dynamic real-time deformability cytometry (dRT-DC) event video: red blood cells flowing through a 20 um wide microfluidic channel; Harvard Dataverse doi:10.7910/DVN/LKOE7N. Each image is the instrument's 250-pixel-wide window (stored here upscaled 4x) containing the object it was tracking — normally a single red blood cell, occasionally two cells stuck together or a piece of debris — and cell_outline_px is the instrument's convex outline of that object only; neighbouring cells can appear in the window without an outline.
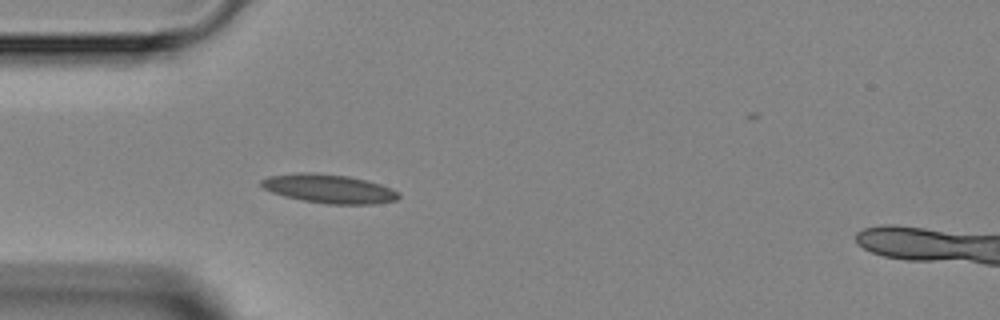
{"species": "Egyptian fruit bat (a non-hibernating species)", "species_latin": "Rousettus aegyptiacus", "temperature_condition": "room temperature", "stored_images_in_passage": 5, "camera_frame_rate_fps": 3000, "um_per_image_px": 0.085, "animal": {"sex": "female"}, "frame": {"image": 1, "passage_image": 4, "time_ms": 4.333, "image_size_px": [1000, 320], "cell_outline_px": [[400, 196], [396, 200], [372, 204], [328, 204], [304, 200], [284, 196], [272, 192], [264, 188], [260, 184], [260, 180], [268, 176], [300, 172], [312, 172], [348, 176], [368, 180], [392, 188], [400, 192]], "centroid_in_image_um": [27.98, 16.03], "position_along_channel_um": 57.0, "area_um2": 23.12}}